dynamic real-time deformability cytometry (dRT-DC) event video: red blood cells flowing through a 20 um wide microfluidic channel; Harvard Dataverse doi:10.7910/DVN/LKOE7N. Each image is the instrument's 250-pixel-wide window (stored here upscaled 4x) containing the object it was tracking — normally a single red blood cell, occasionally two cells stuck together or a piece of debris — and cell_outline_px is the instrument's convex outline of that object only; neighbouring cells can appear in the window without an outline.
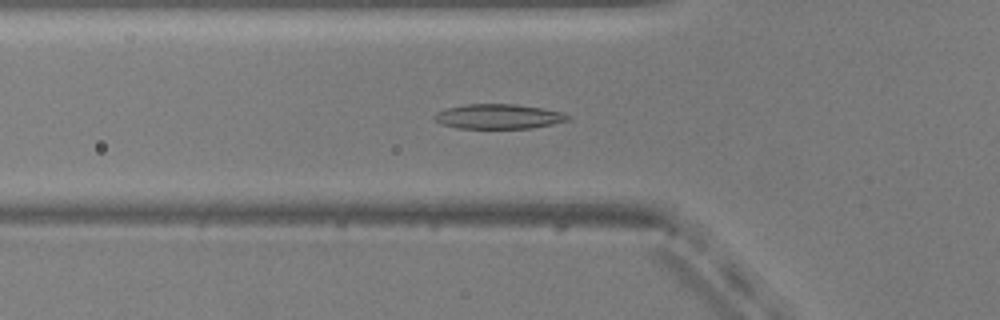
{"species": "common noctule bat (a hibernating species)", "species_latin": "Nyctalus noctula", "temperature_condition": "warm", "stored_images_in_passage": 53, "camera_frame_rate_fps": 3000, "um_per_image_px": 0.085, "animal": {"sex": "male", "body_mass_g": 20.5, "forearm_length_mm": 52.5}, "frame": {"image": 1, "passage_image": 18, "time_ms": 5.667, "image_size_px": [1000, 320], "cell_outline_px": [[572, 120], [532, 128], [456, 128], [440, 124], [432, 116], [436, 112], [448, 108], [468, 104], [516, 104], [564, 112], [572, 116]], "centroid_in_image_um": [42.41, 9.9], "position_along_channel_um": 83.4, "area_um2": 19.36}}
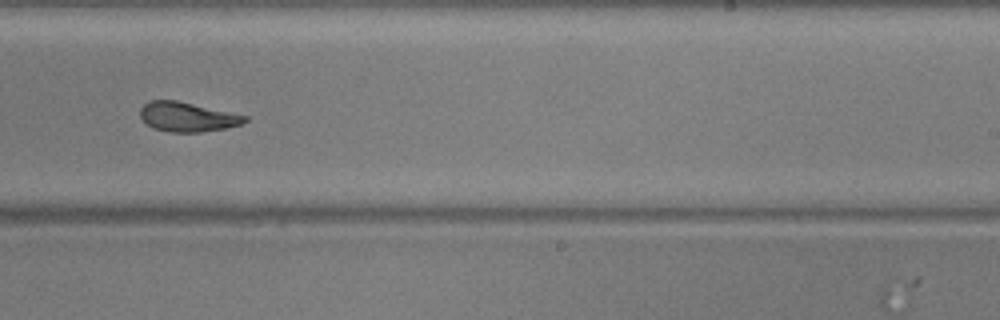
{"frame": {"image": 2, "passage_image": 33, "time_ms": 10.667, "image_size_px": [1000, 320], "cell_outline_px": [[248, 120], [240, 124], [224, 128], [200, 132], [168, 132], [152, 128], [140, 116], [140, 108], [144, 104], [152, 100], [176, 100], [248, 116]], "centroid_in_image_um": [15.9, 9.93], "position_along_channel_um": 273.1, "area_um2": 17.8}}
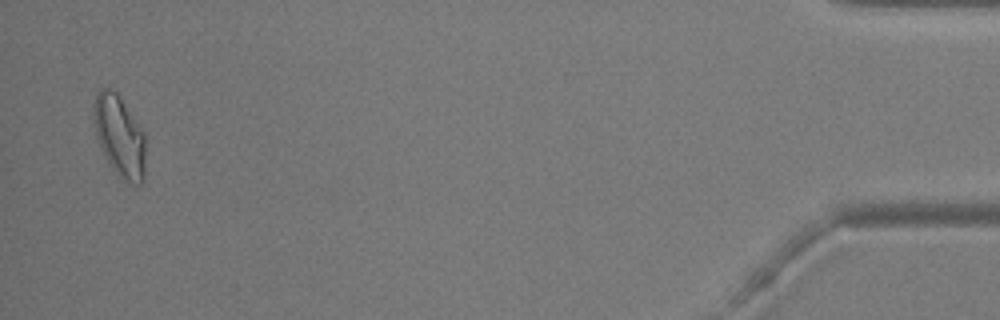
{"frame": {"image": 3, "passage_image": 52, "time_ms": 17.0, "image_size_px": [1000, 320], "cell_outline_px": [[144, 180], [140, 184], [136, 184], [128, 180], [116, 172], [112, 168], [96, 140], [92, 120], [92, 112], [96, 92], [100, 88], [108, 88], [116, 92], [144, 132]], "centroid_in_image_um": [10.11, 11.52], "position_along_channel_um": 425.1, "area_um2": 24.33}, "authors_computed_cell_mechanics": {"area_um2": 19.8254, "velocity_mm_per_s": 3.7759, "shape_relaxation_time_tau1_ms": 7.1523, "shape_relaxation_time_tau2_ms": 3.4884, "deformation_change_tau1": 0.2108, "deformation_change_tau2": 0.1106}}